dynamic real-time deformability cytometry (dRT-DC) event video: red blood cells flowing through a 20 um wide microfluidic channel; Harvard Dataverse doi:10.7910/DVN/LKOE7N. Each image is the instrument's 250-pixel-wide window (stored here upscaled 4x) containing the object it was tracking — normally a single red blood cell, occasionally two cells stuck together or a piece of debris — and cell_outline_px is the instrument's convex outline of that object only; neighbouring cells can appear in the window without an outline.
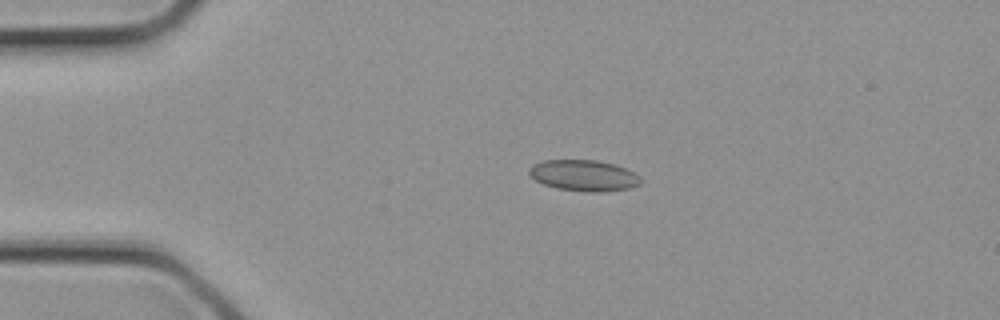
{"species": "common noctule bat (a hibernating species)", "species_latin": "Nyctalus noctula", "temperature_condition": "cold", "stored_images_in_passage": 3, "camera_frame_rate_fps": 3000, "um_per_image_px": 0.085, "animal": {"sex": "female", "body_mass_g": 21.9}, "frame": {"image": 1, "passage_image": 2, "time_ms": 0.333, "image_size_px": [1000, 320], "cell_outline_px": [[644, 180], [640, 184], [628, 188], [604, 192], [588, 192], [556, 188], [544, 184], [528, 176], [528, 168], [532, 164], [544, 160], [596, 160], [616, 164], [640, 176]], "centroid_in_image_um": [49.61, 14.91], "position_along_channel_um": 35.4, "area_um2": 20.4}}
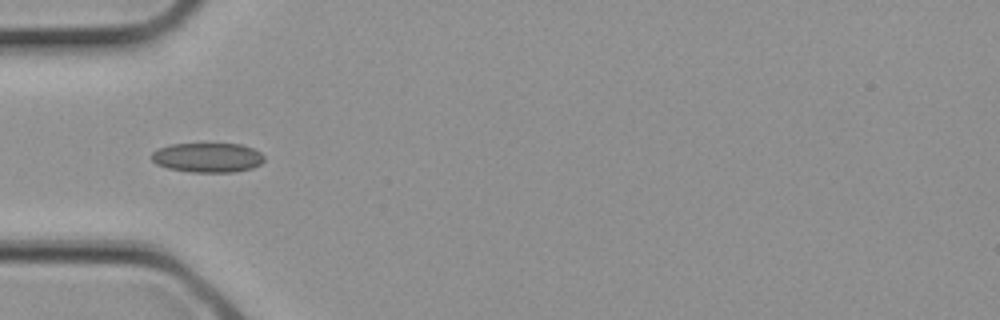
{"frame": {"image": 2, "passage_image": 3, "time_ms": 0.667, "image_size_px": [1000, 320], "cell_outline_px": [[264, 160], [260, 164], [252, 168], [232, 172], [192, 172], [168, 168], [156, 164], [152, 160], [152, 152], [160, 148], [172, 144], [240, 144], [252, 148], [260, 152], [264, 156]], "centroid_in_image_um": [17.65, 13.39], "position_along_channel_um": 67.3, "area_um2": 19.25}}